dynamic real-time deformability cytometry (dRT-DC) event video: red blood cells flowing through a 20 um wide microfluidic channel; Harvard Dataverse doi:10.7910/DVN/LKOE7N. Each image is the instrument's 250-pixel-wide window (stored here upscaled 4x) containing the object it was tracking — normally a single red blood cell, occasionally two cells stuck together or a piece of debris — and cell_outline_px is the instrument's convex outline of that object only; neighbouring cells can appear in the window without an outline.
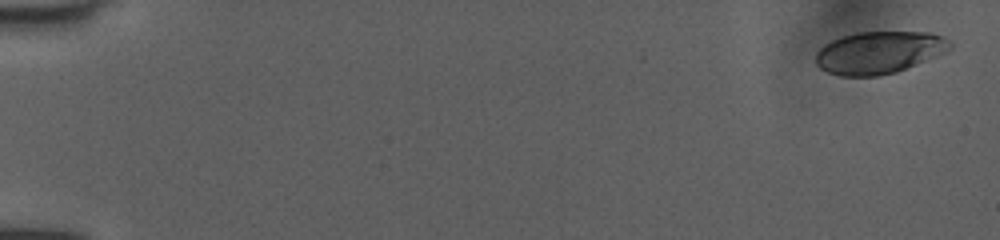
{"species": "human", "species_latin": "Homo sapiens", "temperature_condition": "room temperature", "stored_images_in_passage": 29, "camera_frame_rate_fps": 3000, "um_per_image_px": 0.085, "donor": {"sex": "female"}, "frame": {"image": 1, "passage_image": 1, "time_ms": 0.0, "image_size_px": [1000, 240], "cell_outline_px": [[952, 48], [944, 52], [896, 72], [880, 76], [840, 76], [828, 72], [820, 68], [816, 64], [816, 52], [824, 44], [840, 36], [856, 32], [932, 32], [948, 40], [952, 44]], "centroid_in_image_um": [74.68, 4.45], "position_along_channel_um": 10.3, "area_um2": 33.0}}
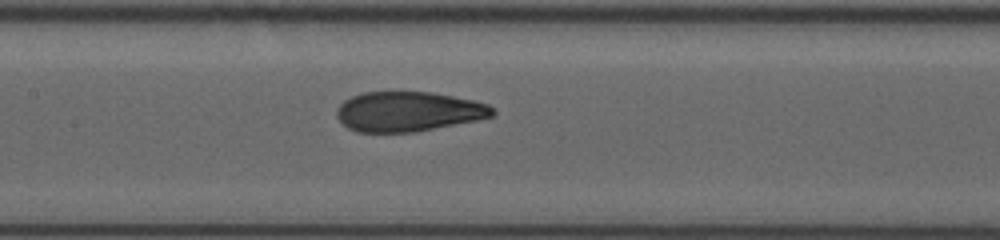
{"frame": {"image": 2, "passage_image": 16, "time_ms": 5.0, "image_size_px": [1000, 240], "cell_outline_px": [[496, 112], [492, 116], [476, 120], [416, 132], [356, 132], [348, 128], [336, 116], [336, 108], [344, 100], [352, 96], [364, 92], [432, 92], [472, 100], [488, 104]], "centroid_in_image_um": [34.68, 9.48], "position_along_channel_um": 172.7, "area_um2": 36.07}}
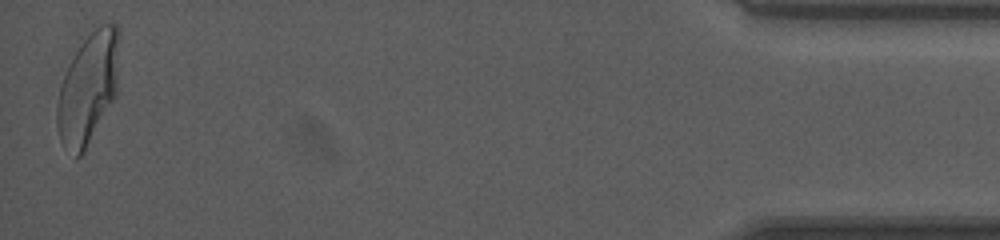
{"frame": {"image": 3, "passage_image": 29, "time_ms": 9.333, "image_size_px": [1000, 240], "cell_outline_px": [[120, 32], [116, 96], [84, 152], [80, 156], [76, 156], [60, 140], [56, 128], [56, 104], [60, 84], [80, 44], [100, 24], [116, 24]], "centroid_in_image_um": [7.5, 7.5], "position_along_channel_um": 427.7, "area_um2": 40.0}}